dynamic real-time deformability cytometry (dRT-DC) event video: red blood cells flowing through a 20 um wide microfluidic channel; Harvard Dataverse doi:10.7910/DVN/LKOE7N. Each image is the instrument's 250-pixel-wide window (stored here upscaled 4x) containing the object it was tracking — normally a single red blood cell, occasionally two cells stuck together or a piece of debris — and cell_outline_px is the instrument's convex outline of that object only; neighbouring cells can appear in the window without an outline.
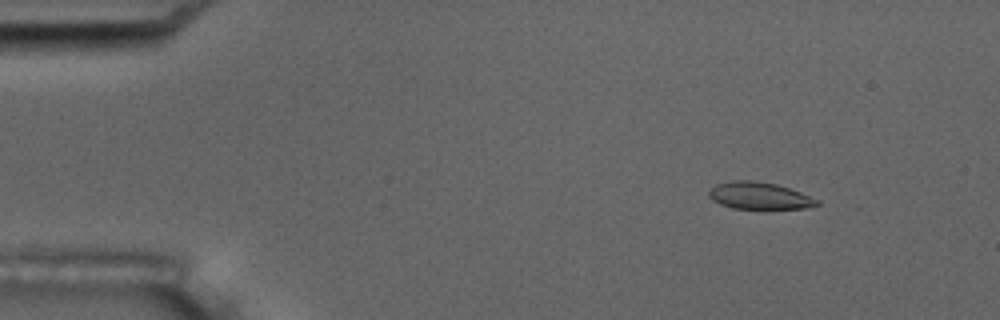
{"species": "common noctule bat (a hibernating species)", "species_latin": "Nyctalus noctula", "temperature_condition": "room temperature", "stored_images_in_passage": 5, "camera_frame_rate_fps": 3000, "um_per_image_px": 0.085, "animal": {"sex": "male", "body_mass_g": 17.5, "forearm_length_mm": 52.3}, "frame": {"image": 1, "passage_image": 2, "time_ms": 1.333, "image_size_px": [1000, 320], "cell_outline_px": [[820, 204], [804, 208], [732, 208], [720, 204], [712, 200], [708, 196], [708, 192], [716, 184], [732, 180], [752, 180], [776, 184], [800, 192], [820, 200]], "centroid_in_image_um": [64.52, 16.63], "position_along_channel_um": 20.5, "area_um2": 16.88}}